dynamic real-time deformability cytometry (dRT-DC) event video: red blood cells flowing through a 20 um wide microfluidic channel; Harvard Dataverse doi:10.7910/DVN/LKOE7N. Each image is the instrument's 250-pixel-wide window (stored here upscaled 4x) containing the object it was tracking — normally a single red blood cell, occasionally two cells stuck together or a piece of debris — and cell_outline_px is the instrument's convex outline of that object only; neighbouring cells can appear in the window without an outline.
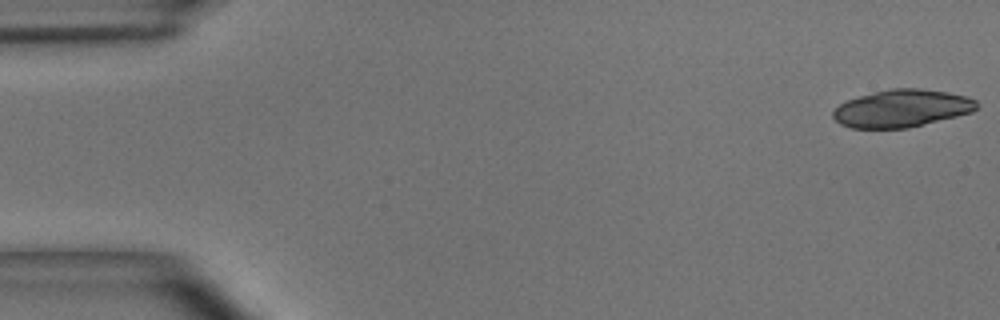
{"species": "common noctule bat (a hibernating species)", "species_latin": "Nyctalus noctula", "temperature_condition": "room temperature", "stored_images_in_passage": 15, "camera_frame_rate_fps": 3000, "um_per_image_px": 0.085, "animal": {"sex": "male", "body_mass_g": 15.6}, "frame": {"image": 1, "passage_image": 1, "time_ms": 0.0, "image_size_px": [1000, 320], "cell_outline_px": [[980, 104], [972, 112], [908, 128], [852, 128], [840, 124], [832, 116], [832, 112], [840, 104], [848, 100], [872, 92], [892, 88], [920, 88], [948, 92], [968, 96], [976, 100]], "centroid_in_image_um": [76.67, 9.2], "position_along_channel_um": 8.3, "area_um2": 31.39}}